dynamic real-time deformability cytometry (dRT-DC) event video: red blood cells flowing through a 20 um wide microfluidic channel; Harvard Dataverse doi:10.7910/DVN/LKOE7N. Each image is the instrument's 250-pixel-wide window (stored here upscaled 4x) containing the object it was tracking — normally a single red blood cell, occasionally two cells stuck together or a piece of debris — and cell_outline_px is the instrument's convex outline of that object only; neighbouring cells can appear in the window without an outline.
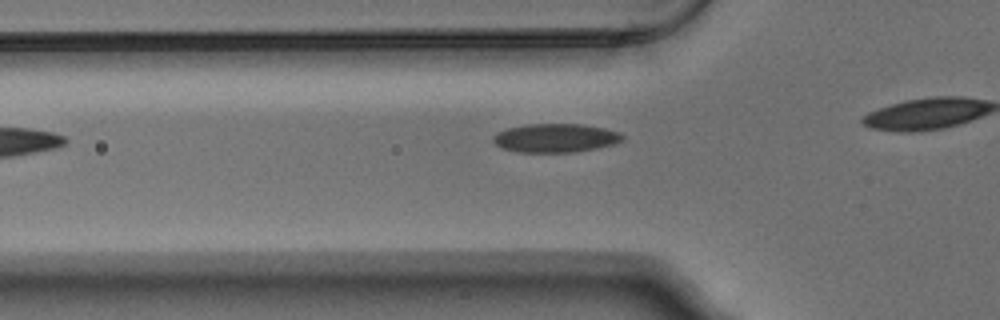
{"species": "Egyptian fruit bat (a non-hibernating species)", "species_latin": "Rousettus aegyptiacus", "temperature_condition": "warm", "stored_images_in_passage": 7, "segment_of_instrument_passage": [1, 2], "camera_frame_rate_fps": 3000, "um_per_image_px": 0.085, "animal": {"sex": "male"}, "frame": {"image": 1, "passage_image": 4, "time_ms": 1.0, "image_size_px": [1000, 320], "cell_outline_px": [[624, 140], [616, 144], [596, 148], [572, 152], [520, 152], [504, 148], [496, 144], [492, 140], [492, 136], [496, 132], [508, 128], [528, 124], [580, 124], [604, 128], [620, 132], [624, 136]], "centroid_in_image_um": [47.24, 11.72], "position_along_channel_um": 78.6, "area_um2": 21.62}}
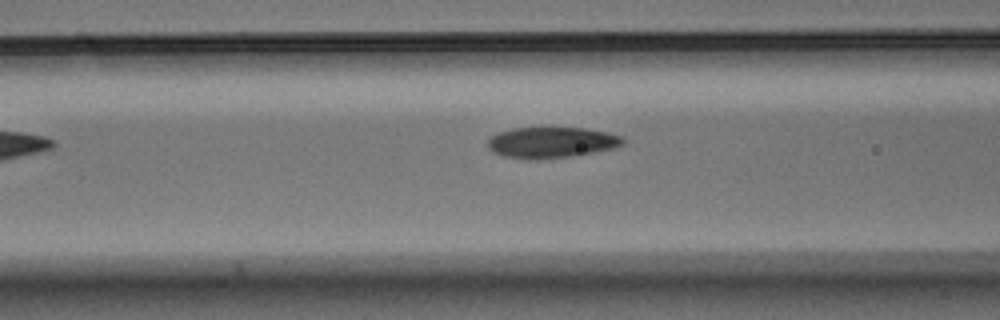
{"frame": {"image": 2, "passage_image": 6, "time_ms": 1.667, "image_size_px": [1000, 320], "cell_outline_px": [[624, 144], [616, 148], [572, 156], [536, 160], [528, 160], [504, 156], [492, 152], [488, 148], [488, 140], [492, 136], [500, 132], [512, 128], [584, 128], [608, 132], [624, 136]], "centroid_in_image_um": [46.9, 12.12], "position_along_channel_um": 119.7, "area_um2": 24.57}}